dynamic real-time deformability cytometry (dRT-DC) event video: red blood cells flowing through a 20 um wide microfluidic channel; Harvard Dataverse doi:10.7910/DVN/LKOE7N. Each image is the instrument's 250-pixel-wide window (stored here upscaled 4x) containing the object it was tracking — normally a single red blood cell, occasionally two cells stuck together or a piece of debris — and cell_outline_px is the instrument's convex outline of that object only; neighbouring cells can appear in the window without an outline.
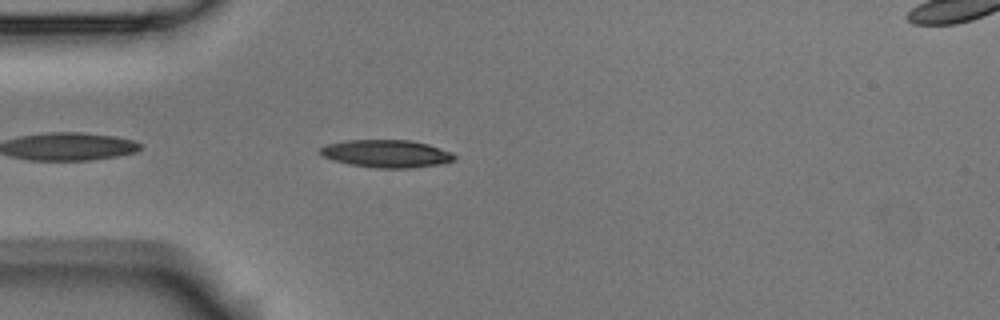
{"species": "Egyptian fruit bat (a non-hibernating species)", "species_latin": "Rousettus aegyptiacus", "temperature_condition": "room temperature", "stored_images_in_passage": 8, "camera_frame_rate_fps": 3000, "um_per_image_px": 0.085, "animal": {"sex": "male"}, "frame": {"image": 1, "passage_image": 3, "time_ms": 0.667, "image_size_px": [1000, 320], "cell_outline_px": [[460, 156], [456, 160], [444, 164], [412, 168], [376, 168], [348, 164], [332, 160], [320, 156], [320, 148], [328, 144], [348, 140], [412, 140], [428, 144], [452, 152]], "centroid_in_image_um": [32.91, 13.07], "position_along_channel_um": 52.1, "area_um2": 22.02}}